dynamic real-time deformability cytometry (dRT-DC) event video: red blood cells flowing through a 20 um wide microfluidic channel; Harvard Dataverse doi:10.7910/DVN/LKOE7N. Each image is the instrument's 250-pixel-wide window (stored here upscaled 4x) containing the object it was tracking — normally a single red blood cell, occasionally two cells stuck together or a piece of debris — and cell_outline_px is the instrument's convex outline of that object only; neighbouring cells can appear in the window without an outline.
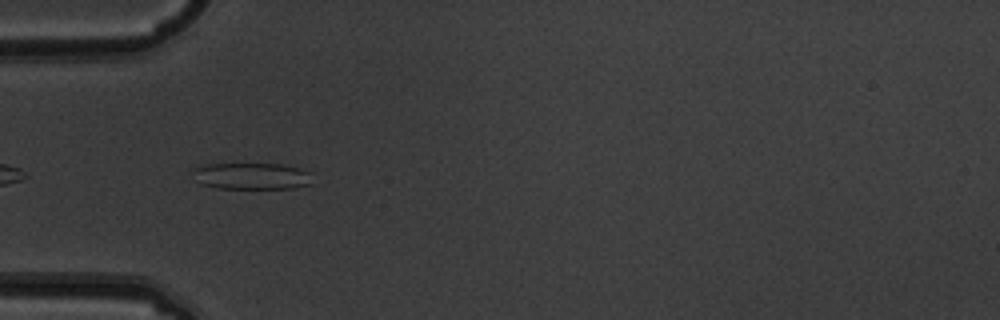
{"species": "common noctule bat (a hibernating species)", "species_latin": "Nyctalus noctula", "temperature_condition": "warm", "stored_images_in_passage": 6, "camera_frame_rate_fps": 3000, "um_per_image_px": 0.085, "animal": {"sex": "male", "body_mass_g": 19.5, "forearm_length_mm": 54.6}, "frame": {"image": 1, "passage_image": 5, "time_ms": 1.333, "image_size_px": [1000, 320], "cell_outline_px": [[312, 184], [292, 188], [216, 188], [200, 184], [192, 172], [192, 168], [204, 164], [280, 164], [300, 168], [308, 172]], "centroid_in_image_um": [21.35, 14.96], "position_along_channel_um": 63.7, "area_um2": 18.5}}
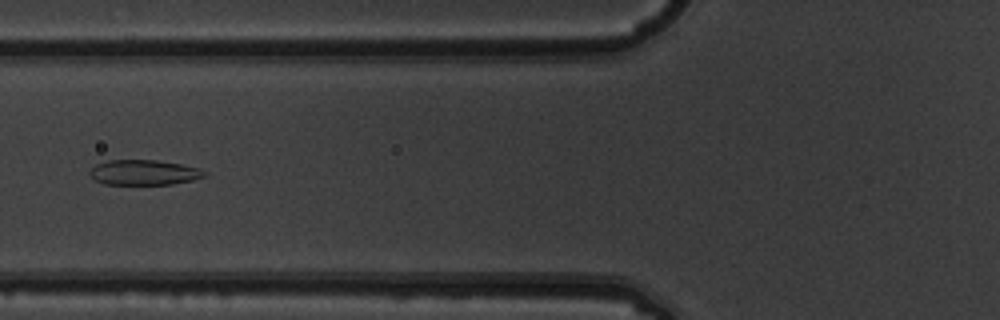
{"frame": {"image": 2, "passage_image": 6, "time_ms": 1.667, "image_size_px": [1000, 320], "cell_outline_px": [[208, 172], [204, 176], [192, 180], [172, 184], [104, 184], [96, 180], [88, 172], [96, 164], [108, 160], [156, 160], [180, 164], [200, 168]], "centroid_in_image_um": [12.25, 14.65], "position_along_channel_um": 113.6, "area_um2": 16.7}}